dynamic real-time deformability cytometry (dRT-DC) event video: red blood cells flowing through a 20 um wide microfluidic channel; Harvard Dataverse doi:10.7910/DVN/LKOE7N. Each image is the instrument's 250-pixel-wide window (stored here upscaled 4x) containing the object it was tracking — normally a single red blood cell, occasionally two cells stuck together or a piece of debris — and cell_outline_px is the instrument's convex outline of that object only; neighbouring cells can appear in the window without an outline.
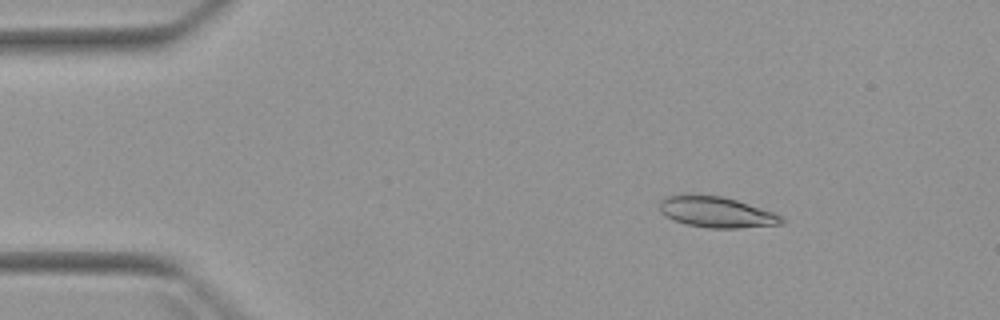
{"species": "Egyptian fruit bat (a non-hibernating species)", "species_latin": "Rousettus aegyptiacus", "temperature_condition": "warm", "stored_images_in_passage": 4, "camera_frame_rate_fps": 3000, "um_per_image_px": 0.085, "animal": {"sex": "female"}, "frame": {"image": 1, "passage_image": 2, "time_ms": 2.0, "image_size_px": [1000, 320], "cell_outline_px": [[784, 224], [740, 228], [708, 228], [684, 224], [660, 212], [660, 200], [668, 196], [720, 196], [736, 200], [772, 212], [780, 216], [784, 220]], "centroid_in_image_um": [60.93, 18.06], "position_along_channel_um": 24.1, "area_um2": 21.33}}